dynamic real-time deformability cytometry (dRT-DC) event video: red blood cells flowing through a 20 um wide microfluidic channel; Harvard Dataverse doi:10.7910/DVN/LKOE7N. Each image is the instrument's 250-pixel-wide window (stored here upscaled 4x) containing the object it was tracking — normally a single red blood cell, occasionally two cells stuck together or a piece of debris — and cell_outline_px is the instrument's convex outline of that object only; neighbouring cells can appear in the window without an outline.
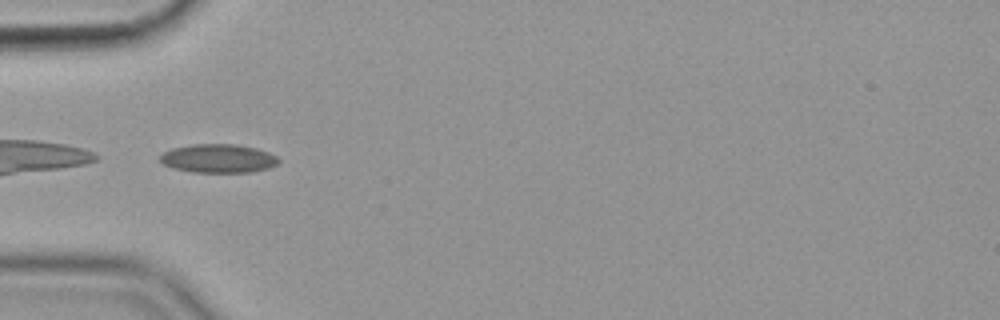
{"species": "common noctule bat (a hibernating species)", "species_latin": "Nyctalus noctula", "temperature_condition": "cold", "stored_images_in_passage": 39, "camera_frame_rate_fps": 3000, "um_per_image_px": 0.085, "animal": {"sex": "female", "body_mass_g": 19.9}, "frame": {"image": 1, "passage_image": 1, "time_ms": 0.0, "image_size_px": [1000, 320], "cell_outline_px": [[280, 160], [276, 164], [268, 168], [252, 172], [192, 172], [172, 168], [164, 164], [160, 160], [160, 156], [164, 152], [172, 148], [196, 144], [236, 144], [256, 148], [268, 152], [276, 156]], "centroid_in_image_um": [18.56, 13.47], "position_along_channel_um": 66.4, "area_um2": 19.71}}
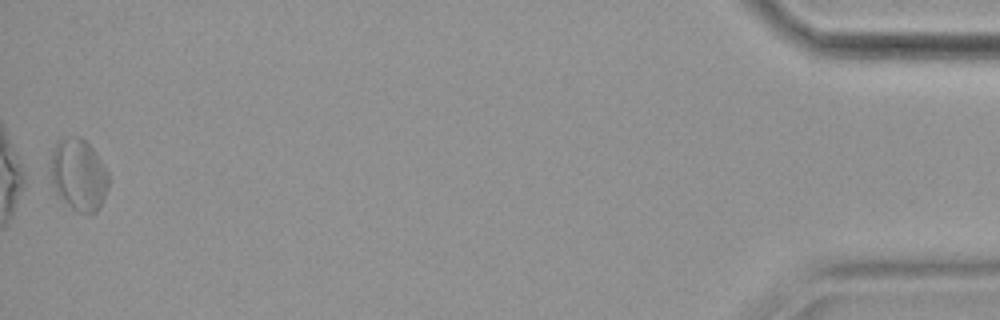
{"frame": {"image": 2, "passage_image": 39, "time_ms": 12.667, "image_size_px": [1000, 320], "cell_outline_px": [[108, 188], [96, 212], [88, 216], [76, 212], [56, 192], [52, 180], [52, 148], [56, 140], [72, 136], [80, 136], [92, 148], [108, 172]], "centroid_in_image_um": [6.69, 14.86], "position_along_channel_um": 428.5, "area_um2": 24.04}, "authors_computed_cell_mechanics": {"area_um2": 19.1318, "velocity_mm_per_s": 3.5608, "shape_relaxation_time_tau1_ms": null, "shape_relaxation_time_tau2_ms": 2.025, "deformation_change_tau1": null, "deformation_change_tau2": 0.088}}